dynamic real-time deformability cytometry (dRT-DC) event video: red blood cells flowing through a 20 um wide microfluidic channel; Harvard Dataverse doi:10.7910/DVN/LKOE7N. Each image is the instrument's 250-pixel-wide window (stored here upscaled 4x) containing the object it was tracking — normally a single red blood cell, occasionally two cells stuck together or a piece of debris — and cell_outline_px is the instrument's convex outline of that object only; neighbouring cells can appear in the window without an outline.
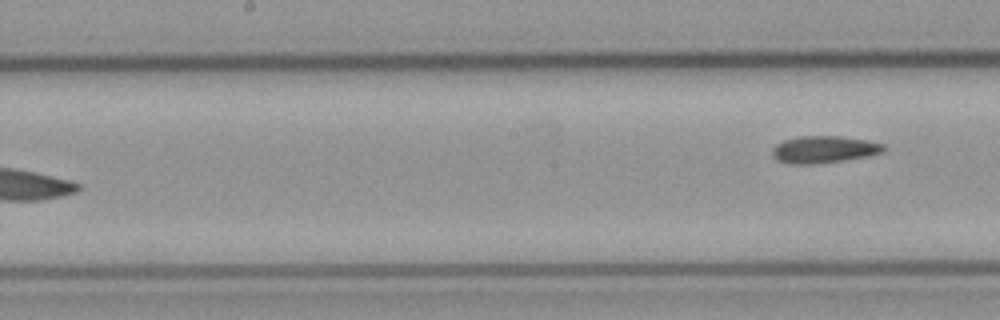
{"species": "common noctule bat (a hibernating species)", "species_latin": "Nyctalus noctula", "temperature_condition": "cold", "stored_images_in_passage": 8, "camera_frame_rate_fps": 3000, "um_per_image_px": 0.085, "animal": {"sex": "male", "body_mass_g": 23.1, "forearm_length_mm": 52.7}, "frame": {"image": 1, "passage_image": 8, "time_ms": 8.333, "image_size_px": [1000, 320], "cell_outline_px": [[884, 152], [868, 156], [844, 160], [816, 164], [788, 164], [776, 160], [772, 156], [772, 148], [776, 144], [784, 140], [800, 136], [840, 136], [864, 140], [884, 144]], "centroid_in_image_um": [69.99, 12.71], "position_along_channel_um": 178.2, "area_um2": 17.63}}